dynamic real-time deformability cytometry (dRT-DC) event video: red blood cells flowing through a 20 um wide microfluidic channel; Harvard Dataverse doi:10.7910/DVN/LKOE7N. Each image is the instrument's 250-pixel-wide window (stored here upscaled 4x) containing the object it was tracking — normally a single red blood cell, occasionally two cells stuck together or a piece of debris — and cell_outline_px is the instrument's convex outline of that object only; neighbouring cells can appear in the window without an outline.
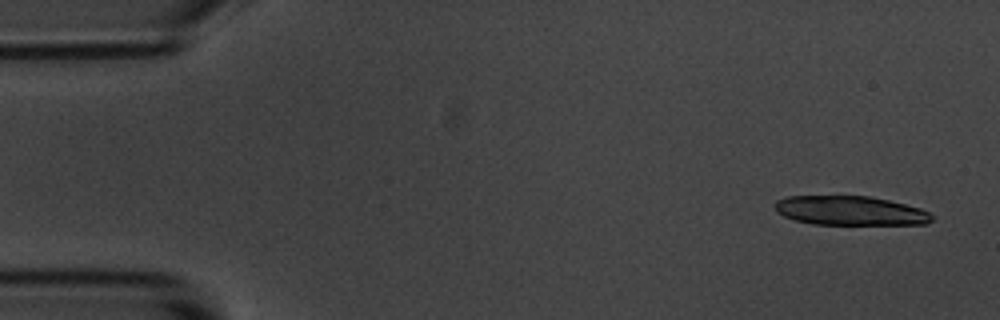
{"species": "common noctule bat (a hibernating species)", "species_latin": "Nyctalus noctula", "temperature_condition": "room temperature", "stored_images_in_passage": 33, "camera_frame_rate_fps": 3000, "um_per_image_px": 0.085, "animal": {"sex": "male", "body_mass_g": 20.1, "forearm_length_mm": 53.5}, "frame": {"image": 1, "passage_image": 1, "time_ms": 0.0, "image_size_px": [1000, 320], "cell_outline_px": [[932, 220], [924, 224], [812, 224], [796, 220], [784, 216], [776, 212], [776, 200], [784, 196], [868, 196], [888, 200], [920, 208], [928, 212], [932, 216]], "centroid_in_image_um": [72.23, 17.9], "position_along_channel_um": 12.8, "area_um2": 26.53}}
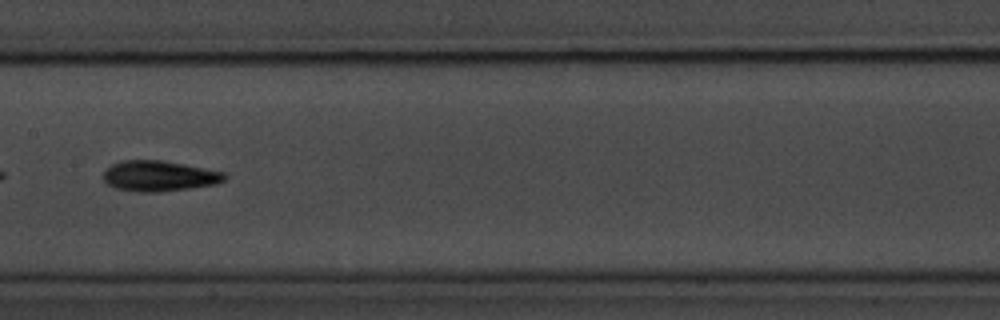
{"frame": {"image": 2, "passage_image": 26, "time_ms": 8.333, "image_size_px": [1000, 320], "cell_outline_px": [[228, 176], [224, 180], [216, 184], [160, 192], [140, 192], [116, 188], [108, 184], [104, 180], [104, 172], [112, 164], [120, 160], [160, 160], [184, 164], [224, 172]], "centroid_in_image_um": [13.53, 14.95], "position_along_channel_um": 193.9, "area_um2": 21.44}}